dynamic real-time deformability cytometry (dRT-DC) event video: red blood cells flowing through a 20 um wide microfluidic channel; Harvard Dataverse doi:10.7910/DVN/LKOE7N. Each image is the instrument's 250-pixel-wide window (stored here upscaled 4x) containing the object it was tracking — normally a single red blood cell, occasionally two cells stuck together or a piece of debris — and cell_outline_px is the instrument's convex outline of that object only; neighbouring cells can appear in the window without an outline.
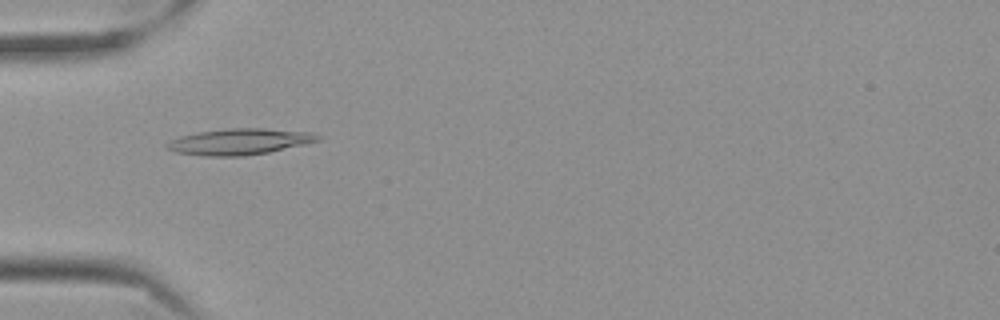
{"species": "Egyptian fruit bat (a non-hibernating species)", "species_latin": "Rousettus aegyptiacus", "temperature_condition": "cold", "stored_images_in_passage": 51, "camera_frame_rate_fps": 3000, "um_per_image_px": 0.085, "frame": {"image": 1, "passage_image": 12, "time_ms": 3.667, "image_size_px": [1000, 320], "cell_outline_px": [[320, 140], [304, 144], [268, 152], [244, 156], [204, 156], [176, 152], [164, 148], [164, 144], [180, 136], [200, 132], [228, 128], [264, 128], [312, 132], [320, 136]], "centroid_in_image_um": [20.34, 12.04], "position_along_channel_um": 64.7, "area_um2": 22.89}}
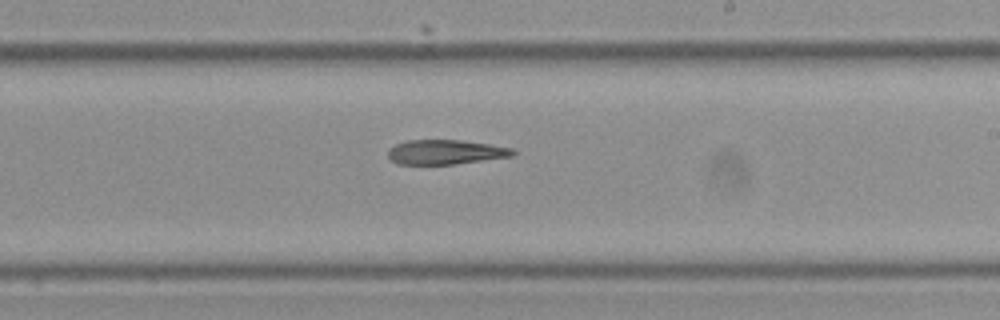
{"frame": {"image": 2, "passage_image": 28, "time_ms": 9.0, "image_size_px": [1000, 320], "cell_outline_px": [[516, 152], [512, 156], [456, 164], [396, 164], [388, 156], [388, 148], [396, 144], [408, 140], [460, 140], [488, 144], [512, 148]], "centroid_in_image_um": [37.84, 12.93], "position_along_channel_um": 251.2, "area_um2": 17.8}}
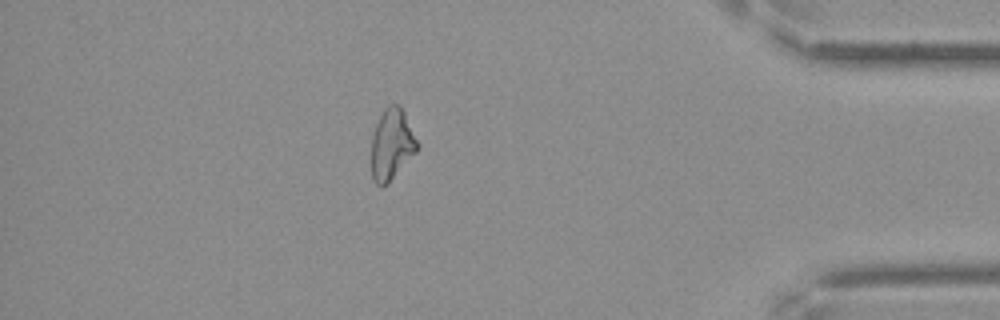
{"frame": {"image": 3, "passage_image": 44, "time_ms": 14.333, "image_size_px": [1000, 320], "cell_outline_px": [[420, 148], [388, 184], [376, 184], [372, 180], [372, 136], [376, 124], [384, 108], [388, 104], [400, 104], [420, 144]], "centroid_in_image_um": [33.33, 12.26], "position_along_channel_um": 401.9, "area_um2": 19.13}}